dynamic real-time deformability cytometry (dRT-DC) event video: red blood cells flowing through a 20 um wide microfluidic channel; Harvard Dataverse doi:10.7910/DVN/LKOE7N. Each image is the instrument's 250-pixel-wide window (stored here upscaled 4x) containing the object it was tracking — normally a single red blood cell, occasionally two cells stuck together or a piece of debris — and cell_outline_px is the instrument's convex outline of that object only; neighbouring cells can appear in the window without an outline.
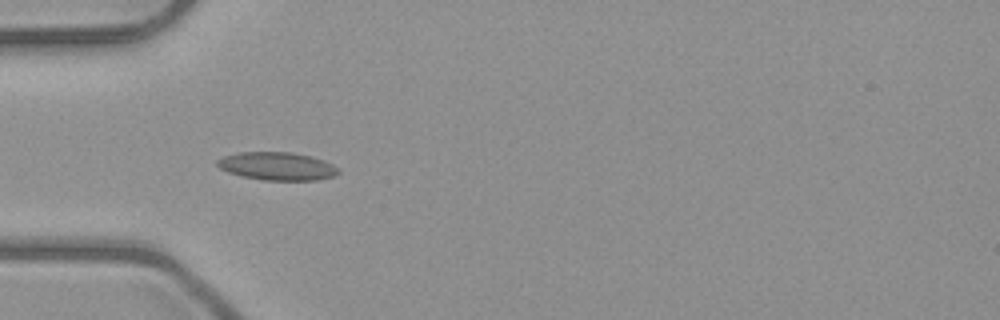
{"species": "common noctule bat (a hibernating species)", "species_latin": "Nyctalus noctula", "temperature_condition": "room temperature", "stored_images_in_passage": 2, "camera_frame_rate_fps": 3000, "um_per_image_px": 0.085, "animal": {"sex": "male", "body_mass_g": 23.1, "forearm_length_mm": 52.7}, "frame": {"image": 1, "passage_image": 1, "time_ms": 0.0, "image_size_px": [1000, 320], "cell_outline_px": [[340, 172], [336, 176], [316, 180], [264, 180], [244, 176], [228, 172], [220, 168], [216, 164], [216, 160], [224, 156], [240, 152], [292, 152], [324, 160], [340, 168]], "centroid_in_image_um": [23.59, 14.12], "position_along_channel_um": 61.4, "area_um2": 19.77}}
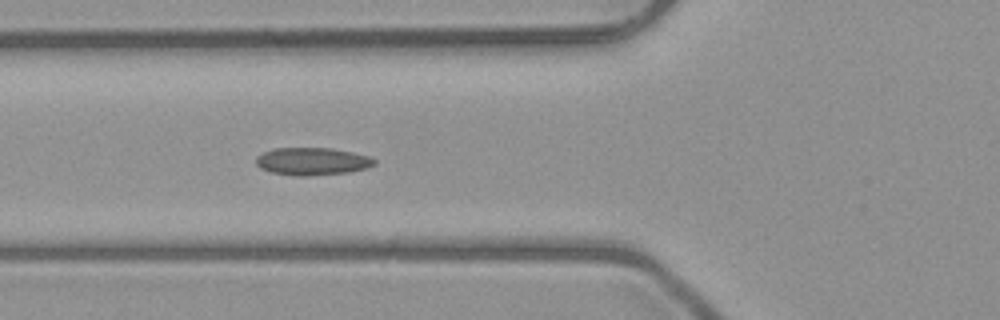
{"frame": {"image": 2, "passage_image": 2, "time_ms": 1.0, "image_size_px": [1000, 320], "cell_outline_px": [[376, 164], [368, 168], [348, 172], [308, 176], [296, 176], [272, 172], [260, 168], [256, 164], [256, 156], [272, 148], [332, 148], [352, 152], [368, 156], [376, 160]], "centroid_in_image_um": [26.54, 13.71], "position_along_channel_um": 99.3, "area_um2": 19.07}}